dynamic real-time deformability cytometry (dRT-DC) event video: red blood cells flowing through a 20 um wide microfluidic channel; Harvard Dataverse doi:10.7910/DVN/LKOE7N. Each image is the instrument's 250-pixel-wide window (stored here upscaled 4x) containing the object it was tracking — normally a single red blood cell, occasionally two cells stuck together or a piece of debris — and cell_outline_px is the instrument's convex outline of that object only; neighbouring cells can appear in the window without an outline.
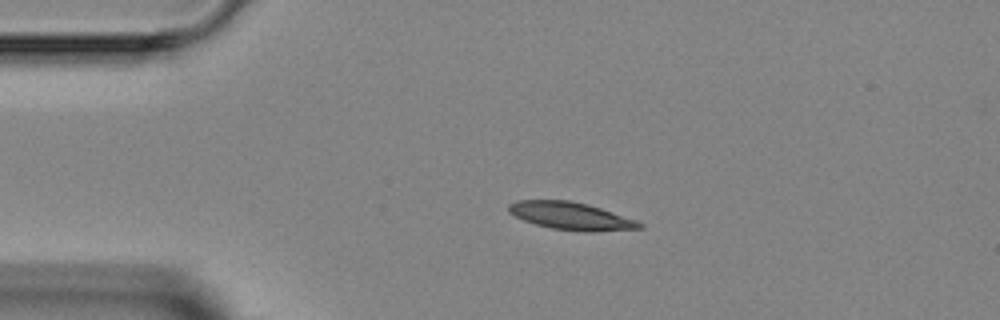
{"species": "Egyptian fruit bat (a non-hibernating species)", "species_latin": "Rousettus aegyptiacus", "temperature_condition": "room temperature", "stored_images_in_passage": 2, "camera_frame_rate_fps": 3000, "um_per_image_px": 0.085, "animal": {"sex": "female"}, "frame": {"image": 1, "passage_image": 1, "time_ms": 0.0, "image_size_px": [1000, 320], "cell_outline_px": [[644, 228], [592, 232], [584, 232], [552, 228], [536, 224], [524, 220], [508, 212], [508, 204], [516, 200], [568, 200], [588, 204], [636, 220], [644, 224]], "centroid_in_image_um": [48.54, 18.36], "position_along_channel_um": 36.5, "area_um2": 20.98}}